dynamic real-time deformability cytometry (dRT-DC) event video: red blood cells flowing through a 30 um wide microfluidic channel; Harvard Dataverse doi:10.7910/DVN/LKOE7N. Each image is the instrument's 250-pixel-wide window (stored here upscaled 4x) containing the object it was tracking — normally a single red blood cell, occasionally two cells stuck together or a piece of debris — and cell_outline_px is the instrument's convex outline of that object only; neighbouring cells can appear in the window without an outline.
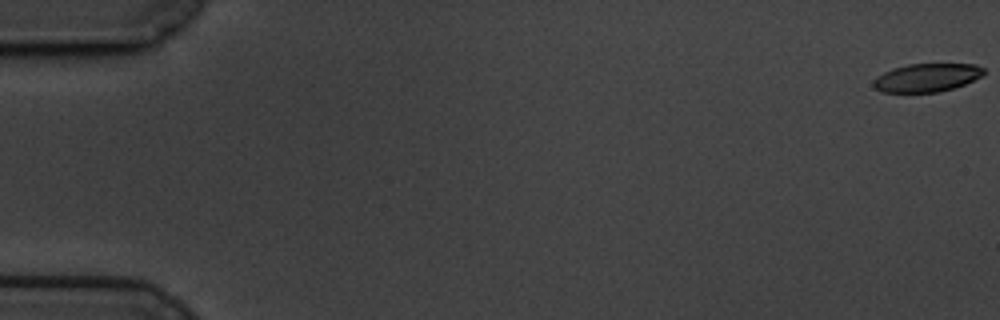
{"species": "common noctule bat (a hibernating species)", "species_latin": "Nyctalus noctula", "temperature_condition": "cold", "stored_images_in_passage": 56, "camera_frame_rate_fps": 3000, "um_per_image_px": 0.085, "animal": {"sex": "male", "body_mass_g": 19.5, "forearm_length_mm": 54.6}, "frame": {"image": 1, "passage_image": 1, "time_ms": 0.0, "image_size_px": [1000, 320], "cell_outline_px": [[984, 72], [980, 76], [964, 84], [940, 92], [880, 92], [872, 84], [872, 80], [876, 76], [892, 68], [908, 64], [976, 64], [984, 68]], "centroid_in_image_um": [78.73, 6.59], "position_along_channel_um": 6.3, "area_um2": 18.15}}
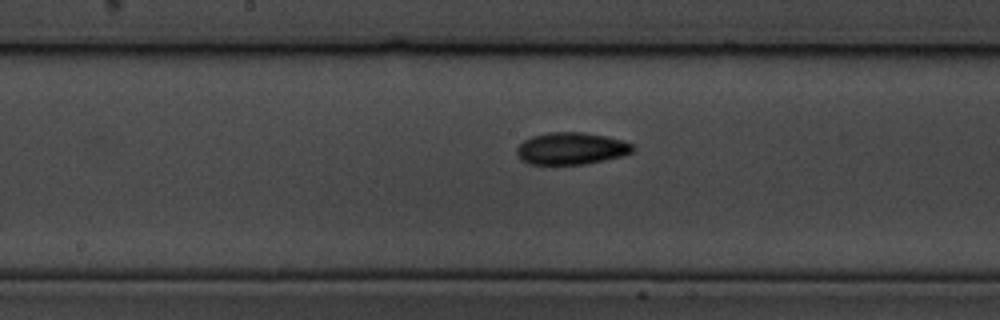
{"frame": {"image": 2, "passage_image": 32, "time_ms": 10.333, "image_size_px": [1000, 320], "cell_outline_px": [[636, 148], [632, 152], [620, 156], [604, 160], [584, 164], [528, 164], [520, 160], [516, 152], [516, 148], [524, 140], [532, 136], [548, 132], [584, 132], [608, 136], [632, 144]], "centroid_in_image_um": [48.53, 12.61], "position_along_channel_um": 199.7, "area_um2": 21.73}}
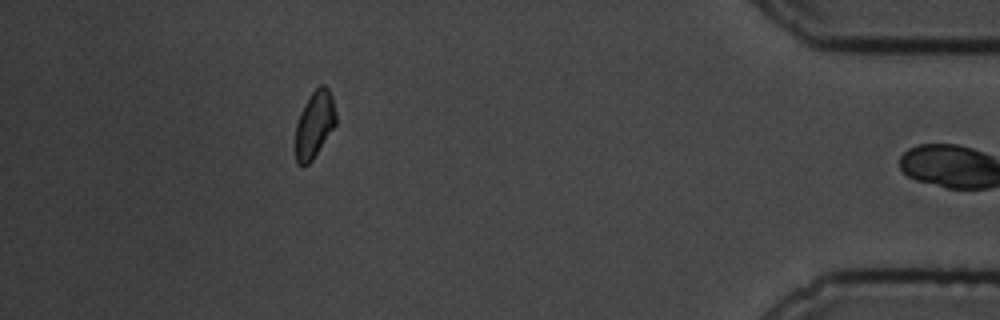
{"frame": {"image": 3, "passage_image": 55, "time_ms": 18.0, "image_size_px": [1000, 320], "cell_outline_px": [[336, 124], [312, 160], [308, 164], [300, 164], [296, 160], [296, 124], [300, 112], [304, 104], [312, 92], [320, 84], [324, 84], [328, 88], [332, 96], [336, 112]], "centroid_in_image_um": [26.74, 10.53], "position_along_channel_um": 408.5, "area_um2": 15.61}, "authors_computed_cell_mechanics": {"area_um2": 20.3456, "velocity_mm_per_s": 3.3875, "shape_relaxation_time_tau1_ms": 5.1448, "shape_relaxation_time_tau2_ms": 5.2579, "deformation_change_tau1": 0.1324, "deformation_change_tau2": 0.1021}}